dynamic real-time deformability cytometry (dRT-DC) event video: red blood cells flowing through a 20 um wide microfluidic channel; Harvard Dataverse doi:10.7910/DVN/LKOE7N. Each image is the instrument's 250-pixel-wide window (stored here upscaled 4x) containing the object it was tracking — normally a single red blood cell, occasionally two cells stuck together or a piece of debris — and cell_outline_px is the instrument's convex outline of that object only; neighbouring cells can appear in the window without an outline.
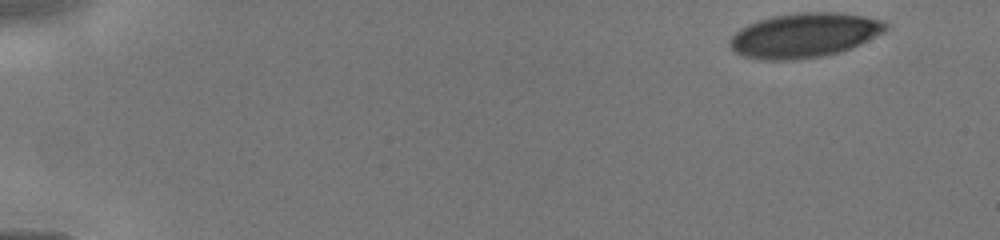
{"species": "human", "species_latin": "Homo sapiens", "temperature_condition": "cold", "stored_images_in_passage": 13, "camera_frame_rate_fps": 3000, "um_per_image_px": 0.085, "donor": {"sex": "male"}, "frame": {"image": 1, "passage_image": 1, "time_ms": 0.0, "image_size_px": [1000, 240], "cell_outline_px": [[888, 28], [884, 32], [852, 48], [840, 52], [824, 56], [796, 60], [764, 60], [744, 56], [736, 52], [728, 44], [728, 40], [740, 28], [748, 24], [772, 16], [800, 12], [836, 12], [864, 16], [884, 20], [888, 24]], "centroid_in_image_um": [68.39, 3.0], "position_along_channel_um": 16.6, "area_um2": 40.63}}
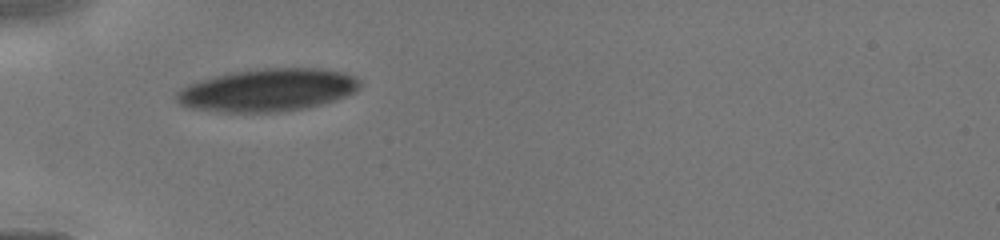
{"frame": {"image": 2, "passage_image": 12, "time_ms": 4.0, "image_size_px": [1000, 240], "cell_outline_px": [[360, 88], [356, 92], [320, 104], [304, 108], [280, 112], [224, 112], [188, 108], [180, 104], [176, 100], [176, 92], [180, 88], [188, 84], [216, 76], [232, 72], [264, 68], [320, 68], [344, 72], [360, 80]], "centroid_in_image_um": [22.74, 7.65], "position_along_channel_um": 62.3, "area_um2": 45.49}}